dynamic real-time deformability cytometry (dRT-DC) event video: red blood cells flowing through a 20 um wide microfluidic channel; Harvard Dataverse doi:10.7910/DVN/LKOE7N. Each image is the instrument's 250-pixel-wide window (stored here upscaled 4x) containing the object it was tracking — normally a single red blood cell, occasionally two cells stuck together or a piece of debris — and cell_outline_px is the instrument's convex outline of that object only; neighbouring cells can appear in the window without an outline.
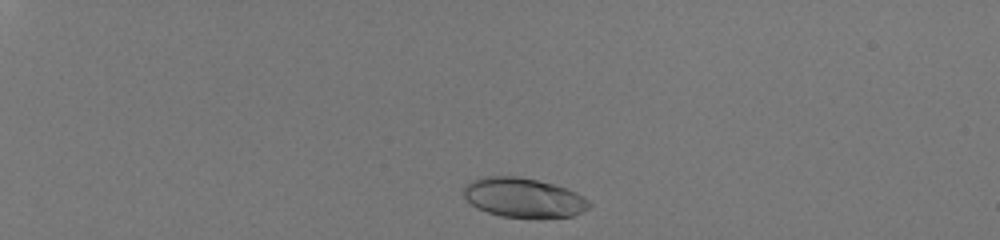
{"species": "human", "species_latin": "Homo sapiens", "temperature_condition": "room temperature", "stored_images_in_passage": 38, "camera_frame_rate_fps": 3000, "um_per_image_px": 0.085, "donor": {"sex": "male"}, "frame": {"image": 1, "passage_image": 3, "time_ms": 0.667, "image_size_px": [1000, 240], "cell_outline_px": [[592, 204], [588, 208], [572, 216], [536, 220], [500, 216], [476, 208], [464, 196], [464, 184], [472, 180], [484, 176], [516, 176], [536, 180], [552, 184], [576, 192], [584, 196]], "centroid_in_image_um": [44.5, 16.83], "position_along_channel_um": 40.5, "area_um2": 29.36}}
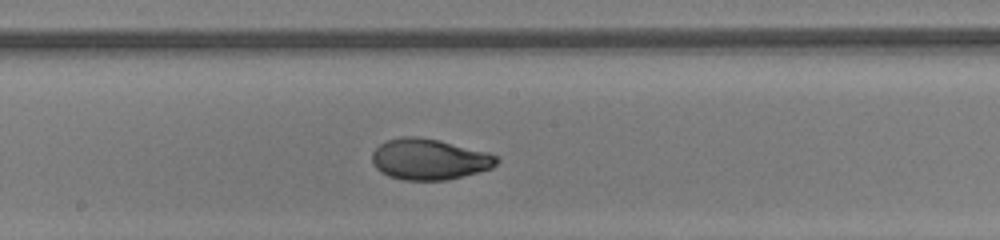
{"frame": {"image": 2, "passage_image": 23, "time_ms": 7.333, "image_size_px": [1000, 240], "cell_outline_px": [[500, 160], [492, 168], [444, 180], [404, 180], [388, 176], [380, 172], [372, 164], [372, 152], [380, 144], [388, 140], [400, 136], [416, 136], [440, 140], [488, 152], [500, 156]], "centroid_in_image_um": [36.48, 13.52], "position_along_channel_um": 211.7, "area_um2": 29.82}}
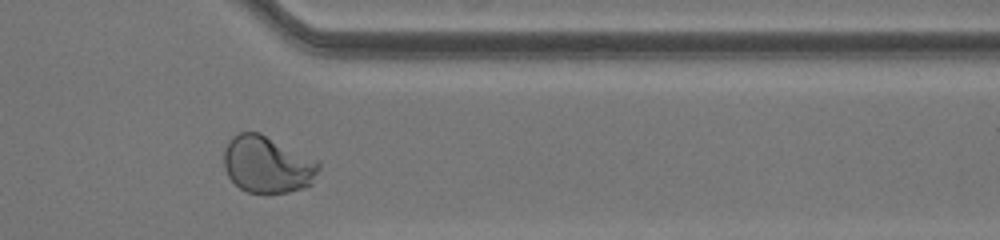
{"frame": {"image": 3, "passage_image": 36, "time_ms": 11.667, "image_size_px": [1000, 240], "cell_outline_px": [[320, 168], [312, 184], [304, 188], [288, 192], [248, 192], [240, 188], [228, 176], [224, 168], [224, 148], [228, 140], [232, 136], [240, 132], [260, 132], [316, 160], [320, 164]], "centroid_in_image_um": [22.71, 13.97], "position_along_channel_um": 388.7, "area_um2": 31.39}, "authors_computed_cell_mechanics": {"area_um2": 29.3624, "velocity_mm_per_s": 4.089, "shape_relaxation_time_tau1_ms": 3.8582, "shape_relaxation_time_tau2_ms": null, "deformation_change_tau1": 0.2, "deformation_change_tau2": null}}